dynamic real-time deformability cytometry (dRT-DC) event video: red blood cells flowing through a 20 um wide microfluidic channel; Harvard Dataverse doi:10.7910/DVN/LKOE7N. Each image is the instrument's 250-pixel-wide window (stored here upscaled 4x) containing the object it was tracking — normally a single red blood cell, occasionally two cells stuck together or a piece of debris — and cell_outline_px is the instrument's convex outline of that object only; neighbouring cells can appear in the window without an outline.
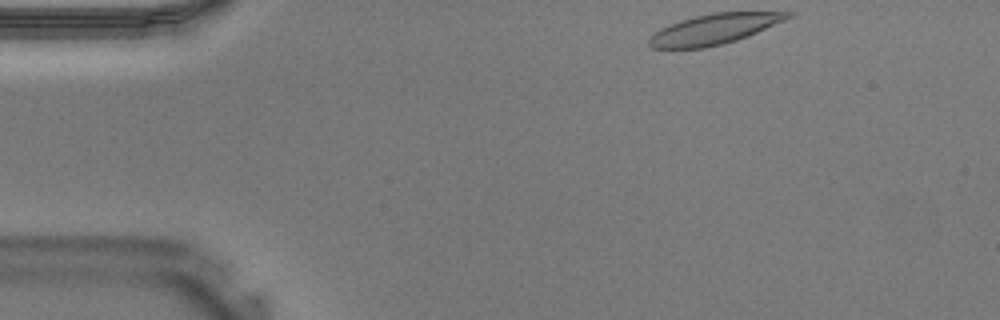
{"species": "Egyptian fruit bat (a non-hibernating species)", "species_latin": "Rousettus aegyptiacus", "temperature_condition": "warm", "stored_images_in_passage": 36, "camera_frame_rate_fps": 3000, "um_per_image_px": 0.085, "animal": {"sex": "male"}, "frame": {"image": 1, "passage_image": 1, "time_ms": 0.0, "image_size_px": [1000, 320], "cell_outline_px": [[792, 16], [784, 20], [748, 36], [736, 40], [704, 48], [652, 48], [648, 44], [648, 40], [660, 28], [696, 16], [712, 12], [792, 12]], "centroid_in_image_um": [60.7, 2.47], "position_along_channel_um": 24.3, "area_um2": 23.93}}
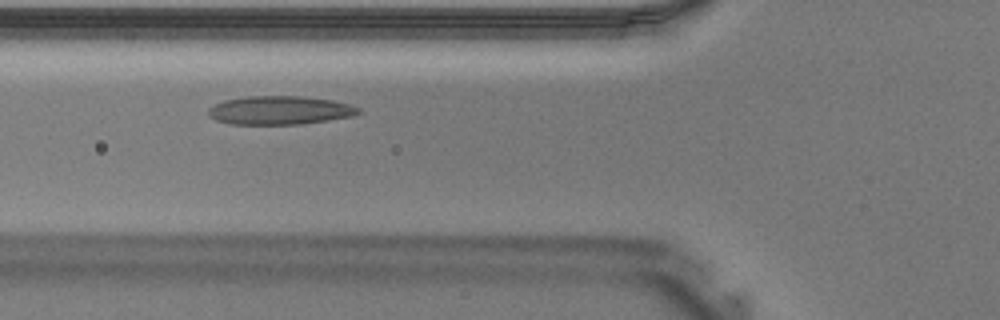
{"frame": {"image": 2, "passage_image": 10, "time_ms": 3.0, "image_size_px": [1000, 320], "cell_outline_px": [[360, 112], [352, 116], [328, 120], [300, 124], [228, 124], [216, 120], [208, 112], [208, 108], [224, 100], [248, 96], [304, 96], [332, 100], [348, 104], [360, 108]], "centroid_in_image_um": [23.78, 9.37], "position_along_channel_um": 102.0, "area_um2": 24.85}}
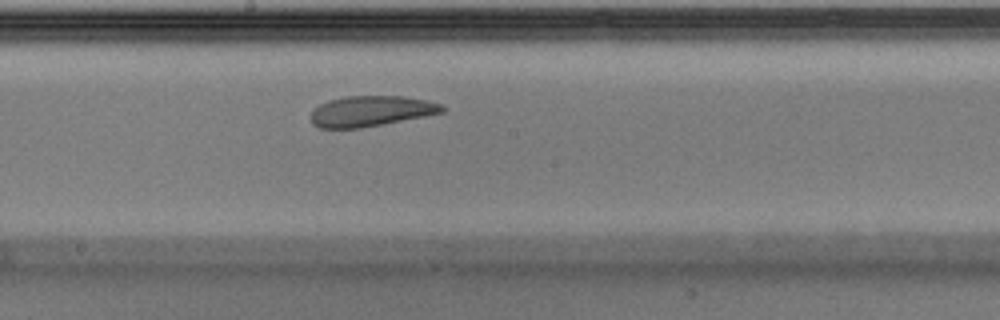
{"frame": {"image": 3, "passage_image": 17, "time_ms": 5.333, "image_size_px": [1000, 320], "cell_outline_px": [[448, 108], [444, 112], [384, 124], [360, 128], [320, 128], [312, 124], [312, 112], [320, 104], [328, 100], [344, 96], [404, 96], [424, 100], [440, 104]], "centroid_in_image_um": [31.54, 9.44], "position_along_channel_um": 216.7, "area_um2": 23.29}}